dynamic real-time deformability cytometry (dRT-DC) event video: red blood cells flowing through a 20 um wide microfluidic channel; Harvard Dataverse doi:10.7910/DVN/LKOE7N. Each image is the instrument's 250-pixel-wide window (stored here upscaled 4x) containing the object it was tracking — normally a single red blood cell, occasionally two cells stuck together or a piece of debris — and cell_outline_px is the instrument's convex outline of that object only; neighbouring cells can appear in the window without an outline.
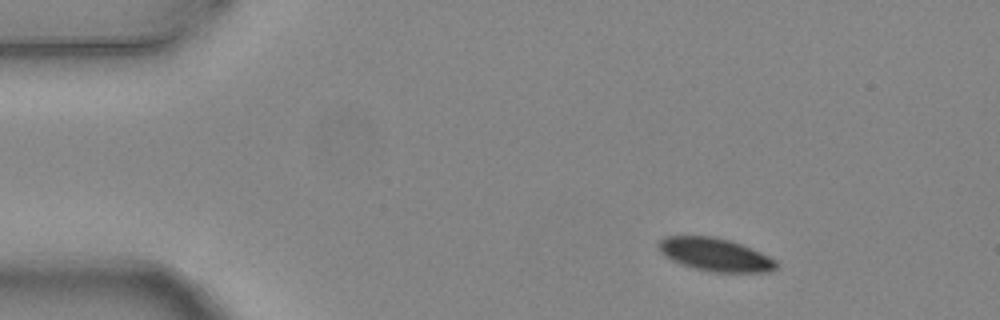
{"species": "common noctule bat (a hibernating species)", "species_latin": "Nyctalus noctula", "temperature_condition": "warm", "stored_images_in_passage": 4, "camera_frame_rate_fps": 3000, "um_per_image_px": 0.085, "animal": {"sex": "female", "body_mass_g": 24.6, "forearm_length_mm": 56.2}, "frame": {"image": 1, "passage_image": 1, "time_ms": 0.0, "image_size_px": [1000, 320], "cell_outline_px": [[776, 268], [772, 272], [712, 272], [680, 264], [664, 256], [656, 248], [656, 244], [664, 236], [712, 236], [728, 240], [752, 248], [776, 260]], "centroid_in_image_um": [60.74, 21.64], "position_along_channel_um": 24.3, "area_um2": 22.72}}
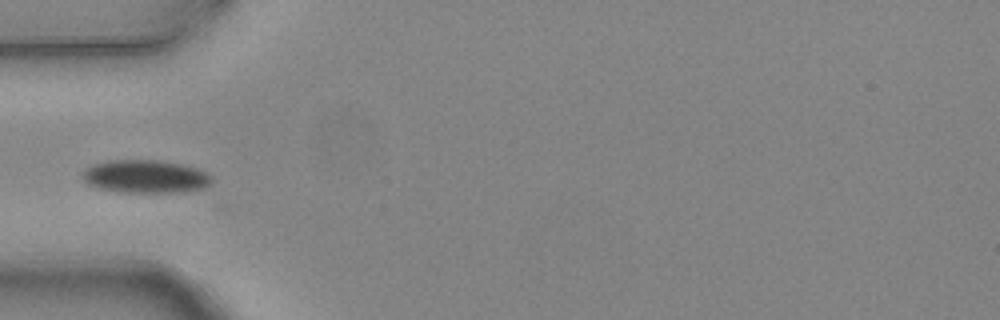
{"frame": {"image": 2, "passage_image": 4, "time_ms": 1.0, "image_size_px": [1000, 320], "cell_outline_px": [[212, 180], [204, 188], [184, 192], [116, 192], [100, 188], [88, 184], [80, 176], [92, 164], [108, 160], [156, 160], [184, 164], [196, 168], [212, 176]], "centroid_in_image_um": [12.36, 15.0], "position_along_channel_um": 72.6, "area_um2": 24.91}}